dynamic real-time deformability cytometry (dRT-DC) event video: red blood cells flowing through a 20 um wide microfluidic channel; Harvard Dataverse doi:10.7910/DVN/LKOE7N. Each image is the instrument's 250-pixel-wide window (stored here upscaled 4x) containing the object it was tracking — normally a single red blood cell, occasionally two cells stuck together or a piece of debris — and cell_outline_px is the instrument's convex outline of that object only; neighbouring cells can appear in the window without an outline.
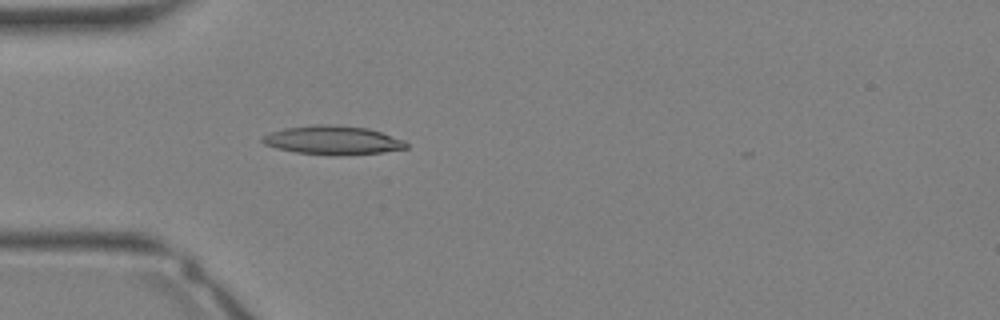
{"species": "Egyptian fruit bat (a non-hibernating species)", "species_latin": "Rousettus aegyptiacus", "temperature_condition": "warm", "stored_images_in_passage": 26, "camera_frame_rate_fps": 3000, "um_per_image_px": 0.085, "animal": {"sex": "female"}, "frame": {"image": 1, "passage_image": 3, "time_ms": 0.667, "image_size_px": [1000, 320], "cell_outline_px": [[408, 148], [384, 152], [296, 152], [276, 148], [264, 144], [260, 140], [260, 136], [268, 132], [284, 128], [316, 124], [336, 124], [368, 128], [404, 140], [408, 144]], "centroid_in_image_um": [28.22, 11.85], "position_along_channel_um": 56.8, "area_um2": 23.18}}
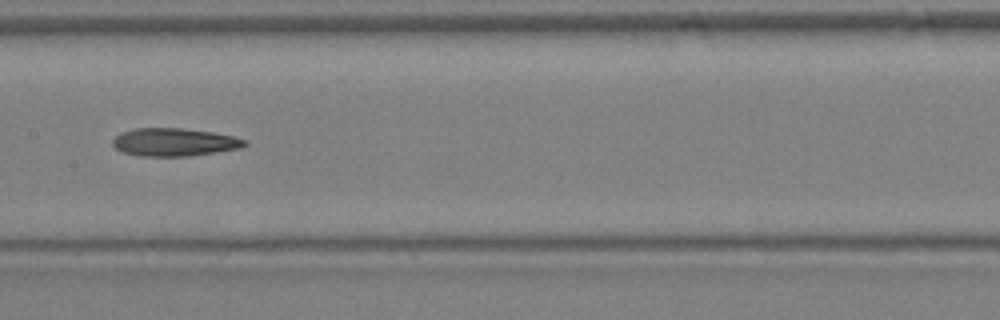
{"frame": {"image": 2, "passage_image": 10, "time_ms": 3.0, "image_size_px": [1000, 320], "cell_outline_px": [[248, 144], [240, 148], [216, 152], [188, 156], [140, 156], [124, 152], [116, 148], [112, 144], [112, 140], [120, 132], [136, 128], [180, 128], [212, 132], [232, 136], [248, 140]], "centroid_in_image_um": [14.82, 12.08], "position_along_channel_um": 192.6, "area_um2": 21.44}}
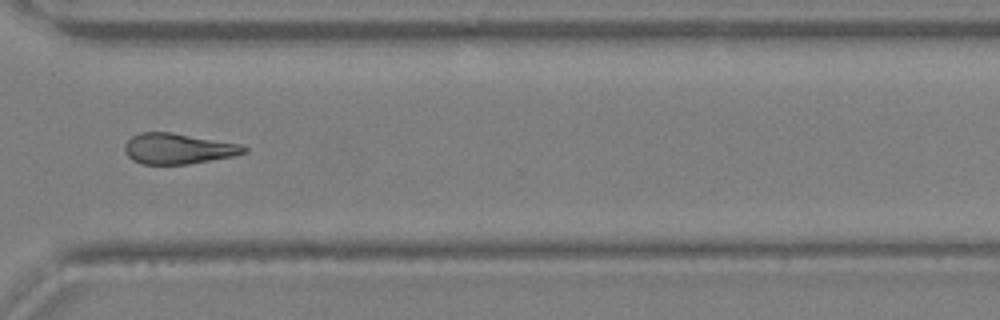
{"frame": {"image": 3, "passage_image": 18, "time_ms": 5.667, "image_size_px": [1000, 320], "cell_outline_px": [[248, 152], [232, 156], [188, 164], [140, 164], [132, 160], [124, 152], [124, 144], [132, 136], [140, 132], [172, 132], [240, 144], [248, 148]], "centroid_in_image_um": [15.11, 12.63], "position_along_channel_um": 355.5, "area_um2": 21.33}}